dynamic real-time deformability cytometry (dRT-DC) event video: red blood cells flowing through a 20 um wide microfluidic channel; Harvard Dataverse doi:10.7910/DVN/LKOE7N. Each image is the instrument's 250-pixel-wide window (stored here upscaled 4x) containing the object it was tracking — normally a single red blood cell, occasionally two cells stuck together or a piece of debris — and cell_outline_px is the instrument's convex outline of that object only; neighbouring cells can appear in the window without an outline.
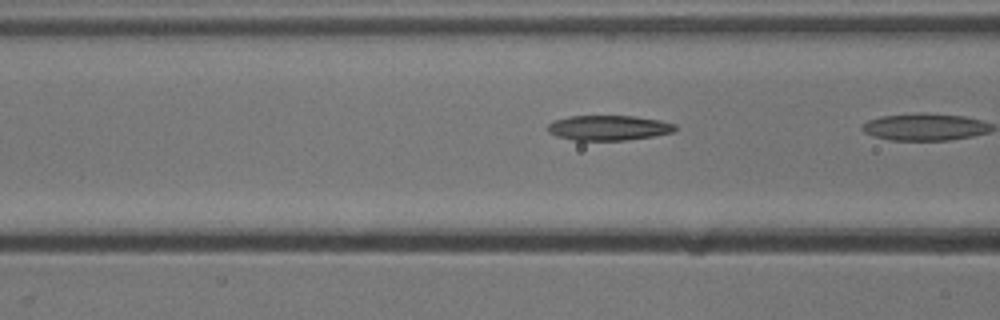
{"species": "common noctule bat (a hibernating species)", "species_latin": "Nyctalus noctula", "temperature_condition": "cold", "stored_images_in_passage": 8, "camera_frame_rate_fps": 3000, "um_per_image_px": 0.085, "animal": {"sex": "male", "body_mass_g": 13.3}, "frame": {"image": 1, "passage_image": 7, "time_ms": 2.0, "image_size_px": [1000, 320], "cell_outline_px": [[676, 132], [652, 136], [624, 140], [576, 140], [556, 136], [548, 132], [548, 124], [552, 120], [568, 116], [636, 116], [660, 120], [676, 124]], "centroid_in_image_um": [51.74, 10.85], "position_along_channel_um": 114.9, "area_um2": 18.67}}